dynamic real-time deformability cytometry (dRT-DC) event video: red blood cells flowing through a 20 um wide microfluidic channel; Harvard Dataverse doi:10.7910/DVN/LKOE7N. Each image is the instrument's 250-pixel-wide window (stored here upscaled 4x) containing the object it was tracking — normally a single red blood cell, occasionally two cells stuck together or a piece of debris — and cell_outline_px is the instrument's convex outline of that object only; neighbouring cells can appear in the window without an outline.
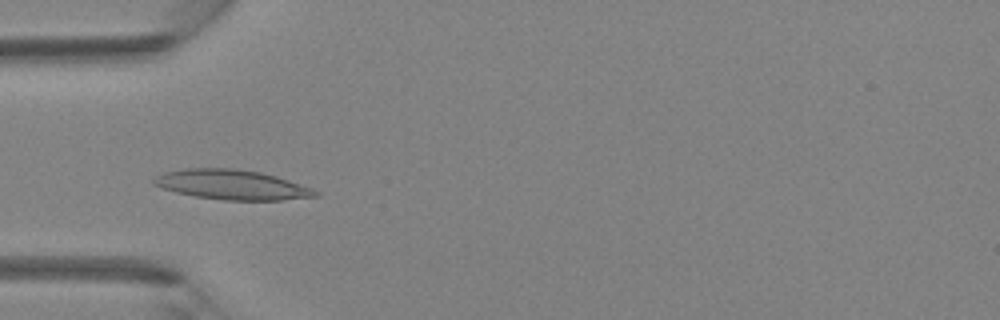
{"species": "Egyptian fruit bat (a non-hibernating species)", "species_latin": "Rousettus aegyptiacus", "temperature_condition": "room temperature", "stored_images_in_passage": 44, "camera_frame_rate_fps": 3000, "um_per_image_px": 0.085, "animal": {"sex": "female"}, "frame": {"image": 1, "passage_image": 14, "time_ms": 4.333, "image_size_px": [1000, 320], "cell_outline_px": [[320, 196], [280, 200], [224, 200], [196, 196], [176, 192], [152, 184], [152, 180], [156, 176], [164, 172], [184, 168], [232, 168], [260, 172], [276, 176], [312, 188], [320, 192]], "centroid_in_image_um": [19.71, 15.7], "position_along_channel_um": 65.3, "area_um2": 27.98}}
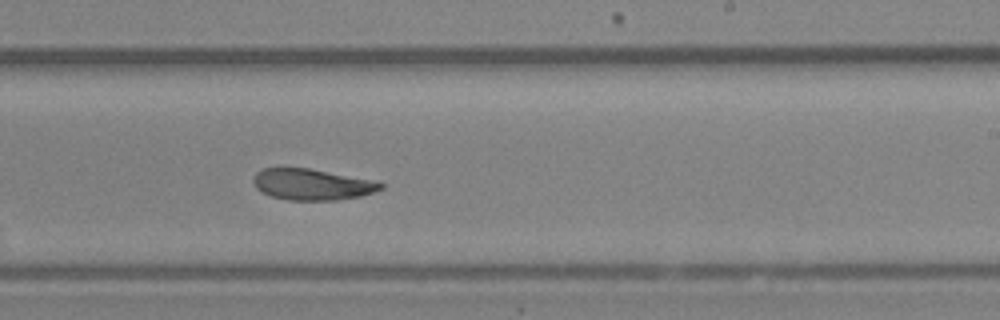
{"frame": {"image": 2, "passage_image": 27, "time_ms": 8.667, "image_size_px": [1000, 320], "cell_outline_px": [[384, 188], [360, 196], [336, 200], [288, 200], [272, 196], [260, 192], [256, 188], [252, 180], [256, 172], [264, 168], [308, 168], [376, 180], [384, 184]], "centroid_in_image_um": [26.52, 15.67], "position_along_channel_um": 262.5, "area_um2": 23.18}}
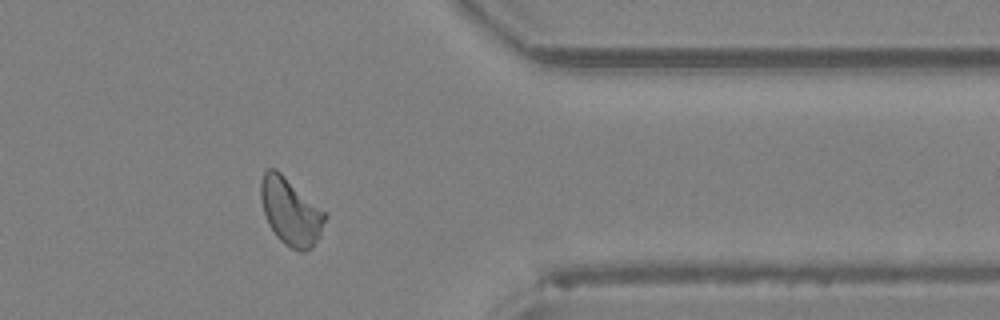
{"frame": {"image": 3, "passage_image": 36, "time_ms": 11.667, "image_size_px": [1000, 320], "cell_outline_px": [[328, 216], [320, 236], [312, 248], [304, 252], [300, 252], [284, 244], [276, 236], [268, 224], [264, 212], [260, 196], [260, 180], [264, 172], [268, 168], [276, 168], [324, 212]], "centroid_in_image_um": [24.69, 18.0], "position_along_channel_um": 386.7, "area_um2": 25.03}}